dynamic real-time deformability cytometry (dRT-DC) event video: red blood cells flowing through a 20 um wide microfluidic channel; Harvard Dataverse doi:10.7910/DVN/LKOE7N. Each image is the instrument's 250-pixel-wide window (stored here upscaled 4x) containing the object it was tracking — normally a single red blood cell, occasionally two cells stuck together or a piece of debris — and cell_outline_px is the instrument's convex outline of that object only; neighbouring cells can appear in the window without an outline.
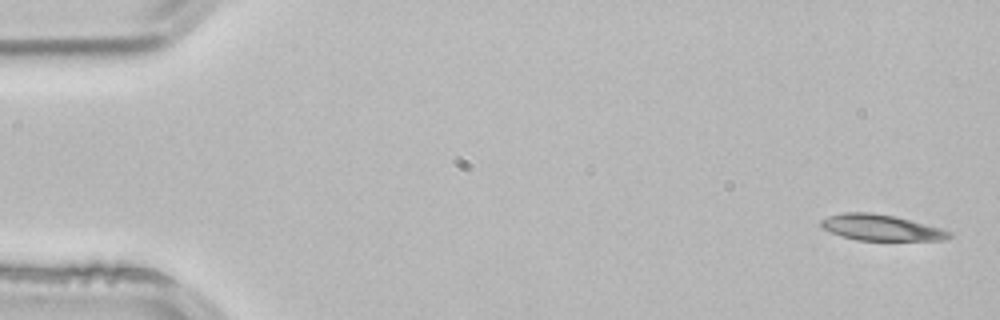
{"species": "common noctule bat (a hibernating species)", "species_latin": "Nyctalus noctula", "temperature_condition": "room temperature", "stored_images_in_passage": 4, "camera_frame_rate_fps": 3000, "um_per_image_px": 0.085, "animal": {"sex": "male", "body_mass_g": 21.5, "forearm_length_mm": 52.0}, "frame": {"image": 1, "passage_image": 1, "time_ms": 0.0, "image_size_px": [1000, 320], "cell_outline_px": [[952, 236], [944, 240], [856, 240], [832, 232], [824, 228], [820, 224], [820, 220], [828, 216], [844, 212], [872, 212], [896, 216], [940, 228], [952, 232]], "centroid_in_image_um": [74.9, 19.33], "position_along_channel_um": 10.1, "area_um2": 19.25}}